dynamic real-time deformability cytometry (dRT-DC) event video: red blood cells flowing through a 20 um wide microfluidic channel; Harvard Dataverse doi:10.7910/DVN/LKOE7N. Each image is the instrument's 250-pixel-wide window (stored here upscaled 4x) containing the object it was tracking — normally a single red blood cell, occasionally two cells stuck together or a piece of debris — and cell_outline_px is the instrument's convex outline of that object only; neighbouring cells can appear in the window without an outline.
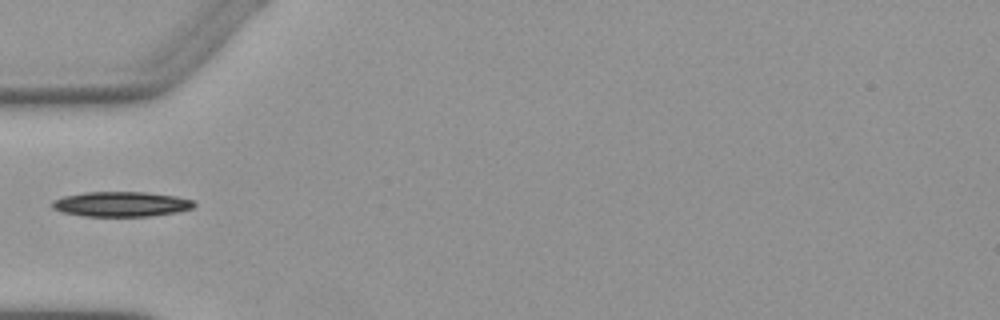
{"species": "Egyptian fruit bat (a non-hibernating species)", "species_latin": "Rousettus aegyptiacus", "temperature_condition": "warm", "stored_images_in_passage": 5, "camera_frame_rate_fps": 3000, "um_per_image_px": 0.085, "animal": {"sex": "female"}, "frame": {"image": 1, "passage_image": 5, "time_ms": 4.667, "image_size_px": [1000, 320], "cell_outline_px": [[196, 204], [192, 208], [176, 212], [148, 216], [84, 216], [64, 212], [52, 208], [52, 200], [64, 196], [84, 192], [144, 192], [176, 196], [192, 200]], "centroid_in_image_um": [10.29, 17.34], "position_along_channel_um": 74.7, "area_um2": 20.52}}